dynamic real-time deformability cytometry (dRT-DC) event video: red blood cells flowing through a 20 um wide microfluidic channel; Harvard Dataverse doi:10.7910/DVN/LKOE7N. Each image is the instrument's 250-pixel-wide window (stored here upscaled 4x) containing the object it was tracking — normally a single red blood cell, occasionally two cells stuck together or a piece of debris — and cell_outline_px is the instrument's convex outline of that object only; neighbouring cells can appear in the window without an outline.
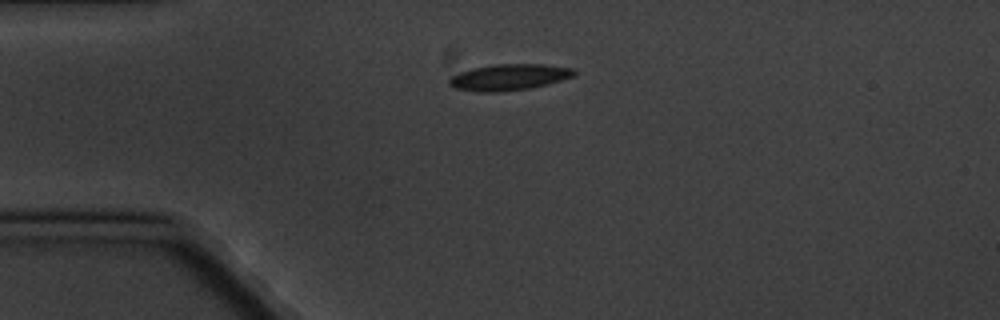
{"species": "common noctule bat (a hibernating species)", "species_latin": "Nyctalus noctula", "temperature_condition": "cold", "stored_images_in_passage": 3, "camera_frame_rate_fps": 3000, "um_per_image_px": 0.085, "animal": {"sex": "male", "body_mass_g": 20.1, "forearm_length_mm": 53.5}, "frame": {"image": 1, "passage_image": 1, "time_ms": 0.0, "image_size_px": [1000, 320], "cell_outline_px": [[576, 72], [572, 76], [548, 84], [532, 88], [500, 92], [476, 92], [456, 88], [448, 84], [448, 80], [452, 76], [460, 72], [472, 68], [492, 64], [544, 64], [576, 68]], "centroid_in_image_um": [43.27, 6.56], "position_along_channel_um": 41.7, "area_um2": 19.25}}